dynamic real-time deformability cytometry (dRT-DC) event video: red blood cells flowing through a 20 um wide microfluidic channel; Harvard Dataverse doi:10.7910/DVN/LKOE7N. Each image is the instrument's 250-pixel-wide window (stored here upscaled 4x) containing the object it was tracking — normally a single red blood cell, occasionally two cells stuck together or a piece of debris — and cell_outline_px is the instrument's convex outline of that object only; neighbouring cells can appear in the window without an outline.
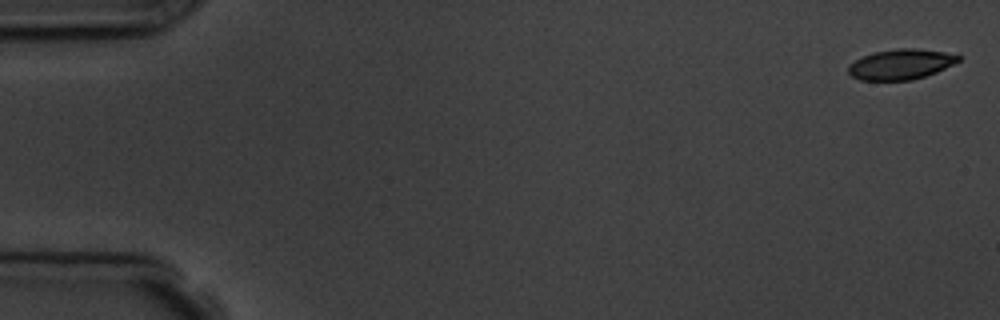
{"species": "common noctule bat (a hibernating species)", "species_latin": "Nyctalus noctula", "temperature_condition": "room temperature", "stored_images_in_passage": 10, "camera_frame_rate_fps": 3000, "um_per_image_px": 0.085, "animal": {"sex": "male", "body_mass_g": 19.5, "forearm_length_mm": 54.6}, "frame": {"image": 1, "passage_image": 1, "time_ms": 0.0, "image_size_px": [1000, 320], "cell_outline_px": [[960, 60], [936, 72], [912, 80], [860, 80], [852, 76], [848, 72], [848, 64], [864, 56], [876, 52], [896, 48], [916, 48], [944, 52], [960, 56]], "centroid_in_image_um": [76.54, 5.46], "position_along_channel_um": 8.5, "area_um2": 19.19}}
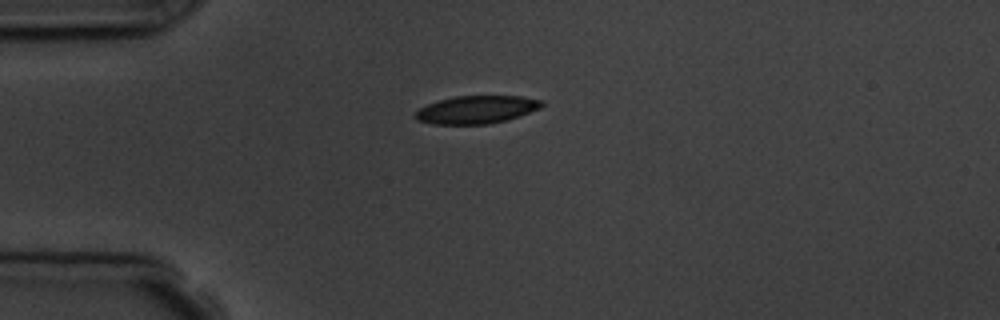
{"frame": {"image": 2, "passage_image": 5, "time_ms": 4.333, "image_size_px": [1000, 320], "cell_outline_px": [[544, 104], [540, 108], [520, 116], [508, 120], [488, 124], [432, 124], [416, 120], [412, 116], [420, 108], [436, 100], [456, 96], [520, 96], [544, 100]], "centroid_in_image_um": [40.5, 9.32], "position_along_channel_um": 44.5, "area_um2": 20.75}}
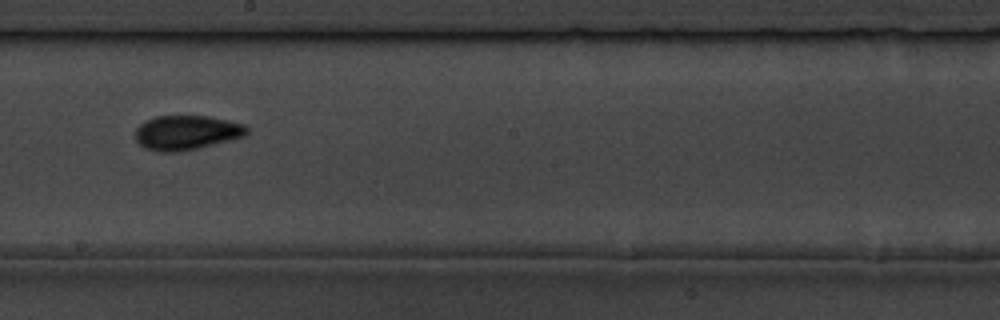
{"frame": {"image": 3, "passage_image": 10, "time_ms": 10.0, "image_size_px": [1000, 320], "cell_outline_px": [[248, 132], [244, 136], [196, 148], [176, 152], [160, 152], [144, 148], [136, 140], [136, 128], [144, 120], [156, 116], [208, 116], [228, 120], [244, 124], [248, 128]], "centroid_in_image_um": [15.82, 11.26], "position_along_channel_um": 232.4, "area_um2": 22.25}}